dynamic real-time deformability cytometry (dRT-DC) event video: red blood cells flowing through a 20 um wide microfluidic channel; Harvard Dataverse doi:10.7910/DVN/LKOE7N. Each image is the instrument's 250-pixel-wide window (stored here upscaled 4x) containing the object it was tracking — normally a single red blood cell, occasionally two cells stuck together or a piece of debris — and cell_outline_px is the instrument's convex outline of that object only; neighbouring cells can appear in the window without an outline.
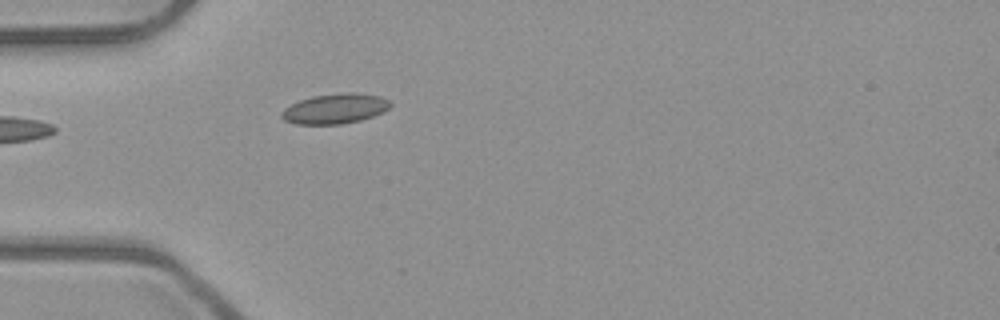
{"species": "common noctule bat (a hibernating species)", "species_latin": "Nyctalus noctula", "temperature_condition": "room temperature", "stored_images_in_passage": 2, "camera_frame_rate_fps": 3000, "um_per_image_px": 0.085, "animal": {"sex": "male", "body_mass_g": 23.1, "forearm_length_mm": 52.7}, "frame": {"image": 1, "passage_image": 2, "time_ms": 0.333, "image_size_px": [1000, 320], "cell_outline_px": [[392, 104], [388, 108], [372, 116], [360, 120], [340, 124], [296, 124], [284, 120], [280, 116], [280, 112], [284, 108], [300, 100], [312, 96], [348, 92], [356, 92], [380, 96], [388, 100]], "centroid_in_image_um": [28.44, 9.23], "position_along_channel_um": 56.6, "area_um2": 18.9}}